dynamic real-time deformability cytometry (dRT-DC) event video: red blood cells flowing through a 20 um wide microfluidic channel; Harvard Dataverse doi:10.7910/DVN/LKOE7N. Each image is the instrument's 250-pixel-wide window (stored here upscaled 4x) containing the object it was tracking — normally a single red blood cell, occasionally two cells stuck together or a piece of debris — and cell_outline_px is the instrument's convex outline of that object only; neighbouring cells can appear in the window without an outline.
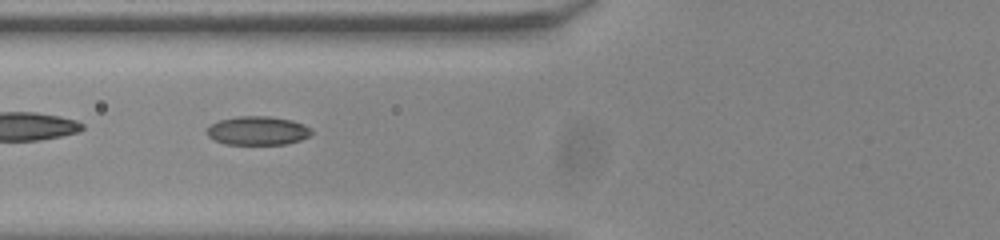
{"species": "common noctule bat (a hibernating species)", "species_latin": "Nyctalus noctula", "temperature_condition": "room temperature", "stored_images_in_passage": 40, "camera_frame_rate_fps": 3000, "um_per_image_px": 0.085, "animal": {"sex": "male", "body_mass_g": 20.0, "forearm_length_mm": 53.3}, "frame": {"image": 1, "passage_image": 8, "time_ms": 2.333, "image_size_px": [1000, 240], "cell_outline_px": [[312, 132], [308, 136], [300, 140], [284, 144], [224, 144], [208, 136], [208, 128], [212, 124], [220, 120], [236, 116], [268, 116], [292, 120], [304, 124]], "centroid_in_image_um": [21.9, 11.1], "position_along_channel_um": 103.9, "area_um2": 17.28}}
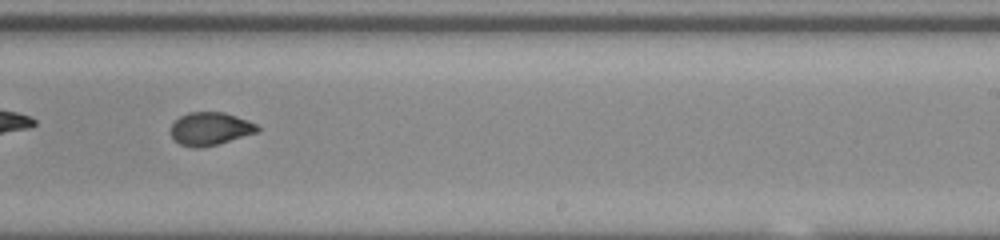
{"frame": {"image": 2, "passage_image": 21, "time_ms": 6.667, "image_size_px": [1000, 240], "cell_outline_px": [[260, 132], [216, 144], [200, 148], [192, 148], [180, 144], [172, 136], [172, 124], [180, 116], [188, 112], [224, 112], [248, 120], [256, 124], [260, 128]], "centroid_in_image_um": [17.9, 10.94], "position_along_channel_um": 271.1, "area_um2": 16.59}}
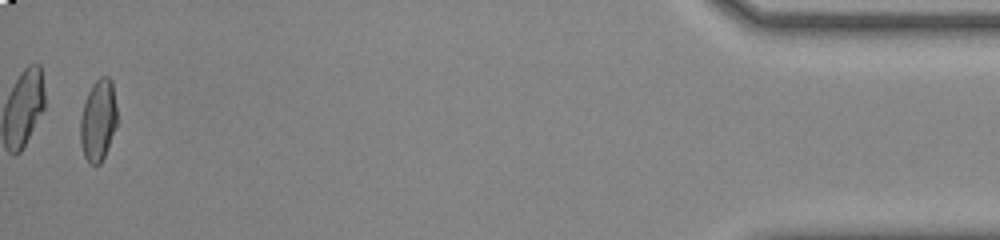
{"frame": {"image": 3, "passage_image": 39, "time_ms": 12.667, "image_size_px": [1000, 240], "cell_outline_px": [[116, 128], [104, 156], [100, 164], [88, 164], [84, 156], [80, 144], [80, 120], [84, 104], [88, 92], [92, 84], [100, 76], [108, 76], [112, 80], [116, 104]], "centroid_in_image_um": [8.34, 10.22], "position_along_channel_um": 426.9, "area_um2": 17.57}, "authors_computed_cell_mechanics": {"area_um2": 17.1955, "velocity_mm_per_s": 3.8651, "shape_relaxation_time_tau1_ms": 6.5122, "shape_relaxation_time_tau2_ms": 1.1894, "deformation_change_tau1": 0.1718, "deformation_change_tau2": 0.046}}